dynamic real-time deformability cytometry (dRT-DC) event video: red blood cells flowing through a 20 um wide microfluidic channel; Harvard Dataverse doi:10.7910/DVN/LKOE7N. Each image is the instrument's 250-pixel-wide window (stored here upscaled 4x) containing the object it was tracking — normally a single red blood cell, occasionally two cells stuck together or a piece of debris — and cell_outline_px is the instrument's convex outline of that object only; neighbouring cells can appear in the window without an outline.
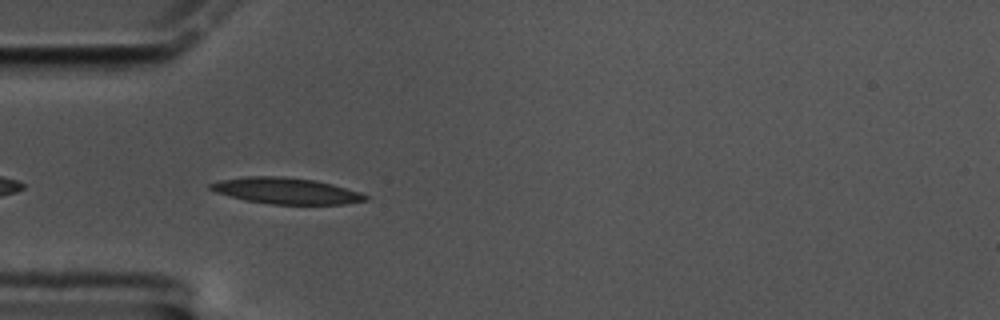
{"species": "common noctule bat (a hibernating species)", "species_latin": "Nyctalus noctula", "temperature_condition": "cold", "stored_images_in_passage": 44, "camera_frame_rate_fps": 3000, "um_per_image_px": 0.085, "animal": {"sex": "male", "body_mass_g": 17.5, "forearm_length_mm": 52.3}, "frame": {"image": 1, "passage_image": 4, "time_ms": 1.0, "image_size_px": [1000, 320], "cell_outline_px": [[368, 200], [344, 204], [272, 204], [244, 200], [228, 196], [216, 192], [208, 188], [208, 184], [220, 180], [248, 176], [284, 176], [312, 180], [332, 184], [360, 192], [368, 196]], "centroid_in_image_um": [24.29, 16.22], "position_along_channel_um": 60.7, "area_um2": 23.58}}
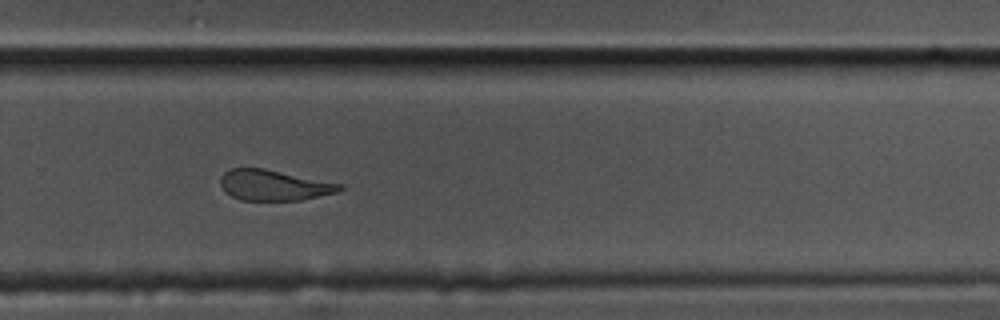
{"frame": {"image": 2, "passage_image": 26, "time_ms": 8.333, "image_size_px": [1000, 320], "cell_outline_px": [[344, 188], [336, 192], [300, 200], [240, 200], [224, 192], [220, 184], [220, 176], [228, 168], [264, 168], [344, 184]], "centroid_in_image_um": [23.25, 15.73], "position_along_channel_um": 306.6, "area_um2": 21.39}}
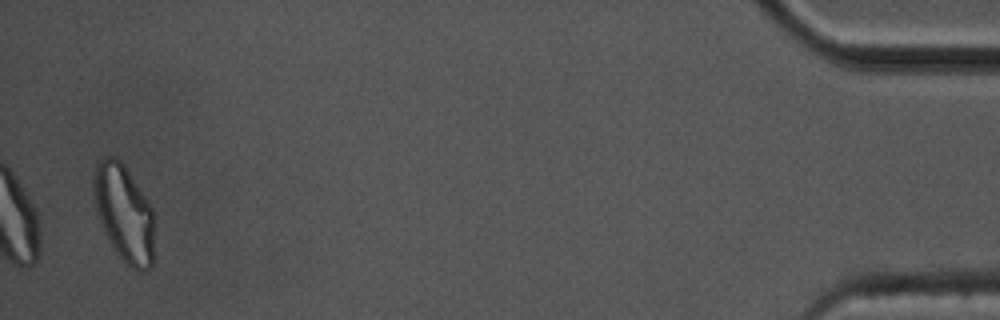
{"frame": {"image": 3, "passage_image": 44, "time_ms": 14.333, "image_size_px": [1000, 320], "cell_outline_px": [[152, 268], [144, 272], [136, 272], [116, 252], [108, 240], [100, 220], [96, 204], [92, 180], [96, 164], [104, 156], [116, 156], [124, 164], [152, 208]], "centroid_in_image_um": [10.53, 18.11], "position_along_channel_um": 424.7, "area_um2": 33.76}, "authors_computed_cell_mechanics": {"area_um2": 22.9177, "velocity_mm_per_s": 3.3937, "shape_relaxation_time_tau1_ms": 4.0675, "shape_relaxation_time_tau2_ms": 1.2901, "deformation_change_tau1": 0.1624, "deformation_change_tau2": 0.0897}}